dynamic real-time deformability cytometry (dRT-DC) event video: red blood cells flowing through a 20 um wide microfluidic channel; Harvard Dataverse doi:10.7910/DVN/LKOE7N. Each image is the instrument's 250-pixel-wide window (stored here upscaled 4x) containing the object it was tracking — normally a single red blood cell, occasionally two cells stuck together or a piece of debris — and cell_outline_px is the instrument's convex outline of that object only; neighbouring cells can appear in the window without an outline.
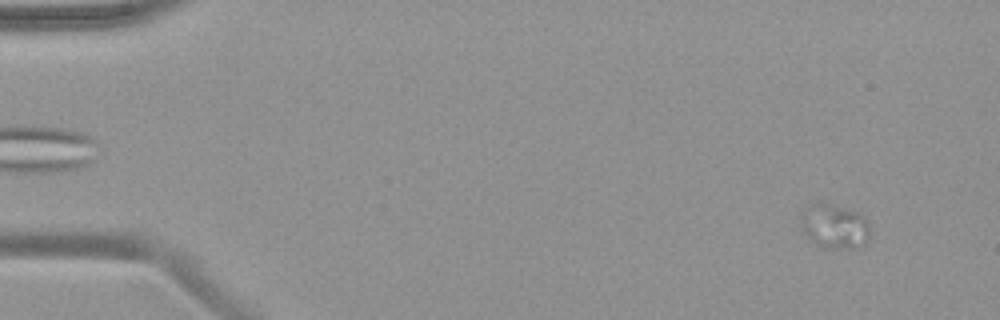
{"species": "common noctule bat (a hibernating species)", "species_latin": "Nyctalus noctula", "temperature_condition": "warm", "stored_images_in_passage": 29, "camera_frame_rate_fps": 3000, "um_per_image_px": 0.085, "animal": {"sex": "female", "body_mass_g": 19.9}, "frame": {"image": 1, "passage_image": 5, "time_ms": 1.333, "image_size_px": [1000, 320], "cell_outline_px": [[868, 236], [864, 240], [848, 248], [832, 248], [820, 244], [812, 240], [800, 228], [808, 208], [812, 204], [820, 200], [824, 200], [856, 212], [864, 216], [868, 224]], "centroid_in_image_um": [70.92, 19.16], "position_along_channel_um": 14.1, "area_um2": 16.99}}
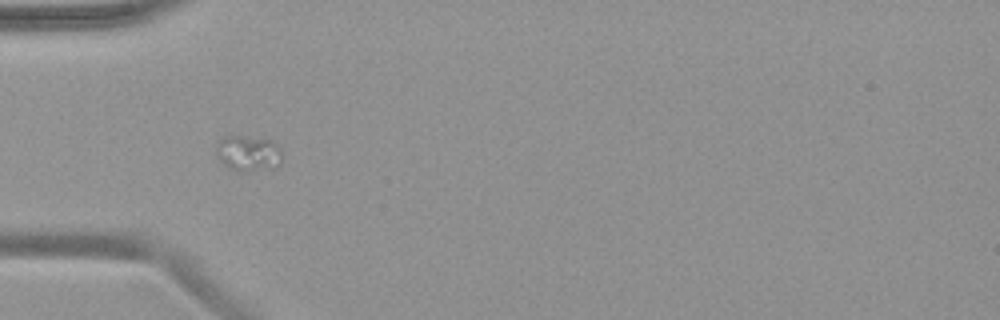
{"frame": {"image": 2, "passage_image": 19, "time_ms": 6.0, "image_size_px": [1000, 320], "cell_outline_px": [[280, 164], [276, 168], [244, 172], [236, 172], [228, 168], [216, 156], [216, 148], [220, 140], [224, 136], [240, 136], [272, 140], [280, 148]], "centroid_in_image_um": [21.09, 13.06], "position_along_channel_um": 63.9, "area_um2": 13.81}}